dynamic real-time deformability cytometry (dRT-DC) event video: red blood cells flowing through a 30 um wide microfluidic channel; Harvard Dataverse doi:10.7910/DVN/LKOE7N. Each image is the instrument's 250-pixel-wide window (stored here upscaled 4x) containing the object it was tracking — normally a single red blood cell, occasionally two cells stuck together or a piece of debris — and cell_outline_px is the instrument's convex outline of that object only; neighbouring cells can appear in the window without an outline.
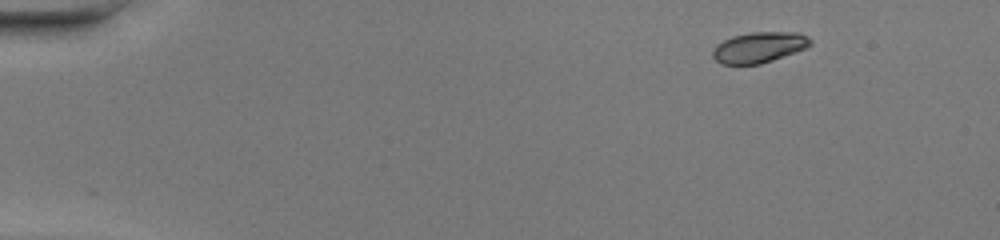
{"species": "common noctule bat (a hibernating species)", "species_latin": "Nyctalus noctula", "temperature_condition": "warm", "stored_images_in_passage": 43, "camera_frame_rate_fps": 3000, "um_per_image_px": 0.085, "animal": {"sex": "female", "body_mass_g": 20.0, "forearm_length_mm": 54.0}, "frame": {"image": 1, "passage_image": 1, "time_ms": 0.0, "image_size_px": [1000, 240], "cell_outline_px": [[812, 44], [808, 48], [760, 64], [720, 64], [712, 56], [712, 52], [716, 44], [732, 36], [752, 32], [800, 32], [808, 36], [812, 40]], "centroid_in_image_um": [64.55, 4.01], "position_along_channel_um": 20.4, "area_um2": 17.63}}
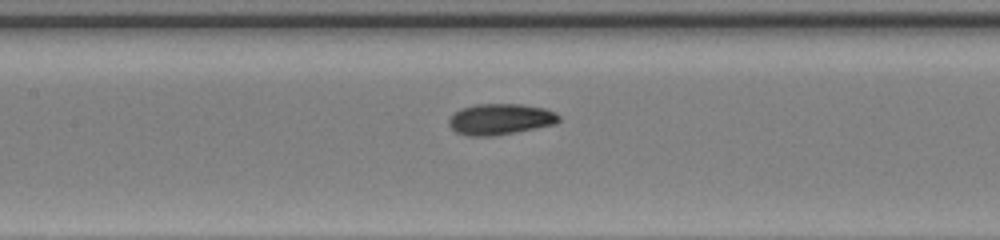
{"frame": {"image": 2, "passage_image": 19, "time_ms": 6.0, "image_size_px": [1000, 240], "cell_outline_px": [[560, 120], [556, 124], [516, 132], [492, 136], [468, 136], [456, 132], [448, 124], [448, 120], [460, 108], [476, 104], [520, 104], [544, 108], [556, 112], [560, 116]], "centroid_in_image_um": [42.54, 10.13], "position_along_channel_um": 164.9, "area_um2": 19.94}}
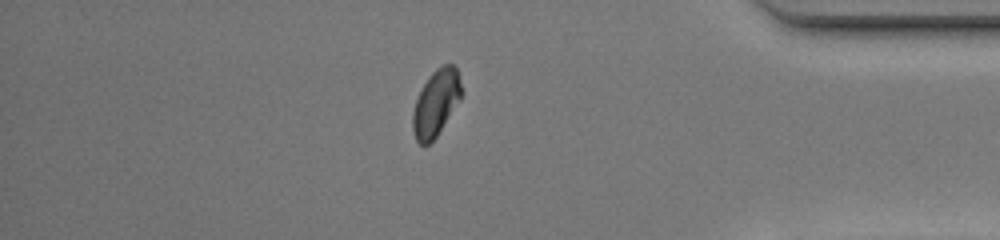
{"frame": {"image": 3, "passage_image": 37, "time_ms": 12.0, "image_size_px": [1000, 240], "cell_outline_px": [[460, 100], [436, 136], [428, 144], [420, 144], [416, 140], [412, 128], [412, 112], [416, 100], [428, 76], [436, 68], [444, 64], [452, 64], [456, 68], [460, 84]], "centroid_in_image_um": [37.03, 8.75], "position_along_channel_um": 398.2, "area_um2": 18.38}, "authors_computed_cell_mechanics": {"area_um2": 19.2474, "velocity_mm_per_s": 4.328, "shape_relaxation_time_tau1_ms": 3.3129, "shape_relaxation_time_tau2_ms": 1.3407, "deformation_change_tau1": 0.1339, "deformation_change_tau2": 0.0377}}